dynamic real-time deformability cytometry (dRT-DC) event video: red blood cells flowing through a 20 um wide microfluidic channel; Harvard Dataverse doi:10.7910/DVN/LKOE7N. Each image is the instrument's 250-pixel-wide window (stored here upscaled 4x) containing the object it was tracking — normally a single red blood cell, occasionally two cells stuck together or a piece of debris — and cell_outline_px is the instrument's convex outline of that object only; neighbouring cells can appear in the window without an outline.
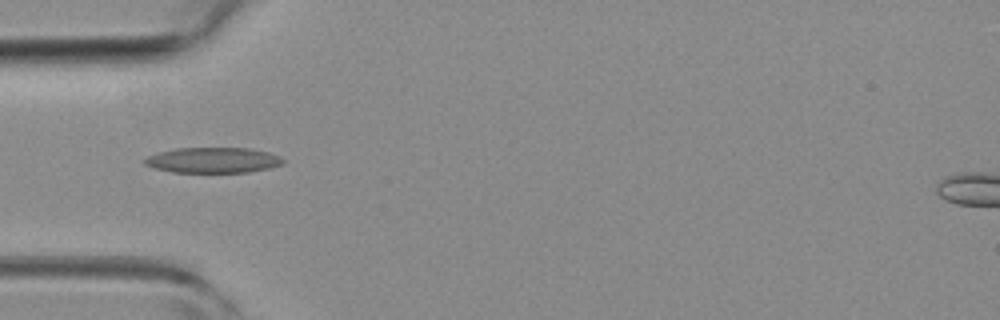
{"species": "common noctule bat (a hibernating species)", "species_latin": "Nyctalus noctula", "temperature_condition": "room temperature", "stored_images_in_passage": 5, "camera_frame_rate_fps": 3000, "um_per_image_px": 0.085, "animal": {"sex": "female", "body_mass_g": 19.3, "forearm_length_mm": 54.1}, "frame": {"image": 1, "passage_image": 4, "time_ms": 3.667, "image_size_px": [1000, 320], "cell_outline_px": [[284, 164], [268, 168], [248, 172], [172, 172], [152, 168], [144, 164], [144, 160], [148, 156], [160, 152], [176, 148], [248, 148], [268, 152], [280, 156], [284, 160]], "centroid_in_image_um": [18.1, 13.61], "position_along_channel_um": 66.9, "area_um2": 20.52}}
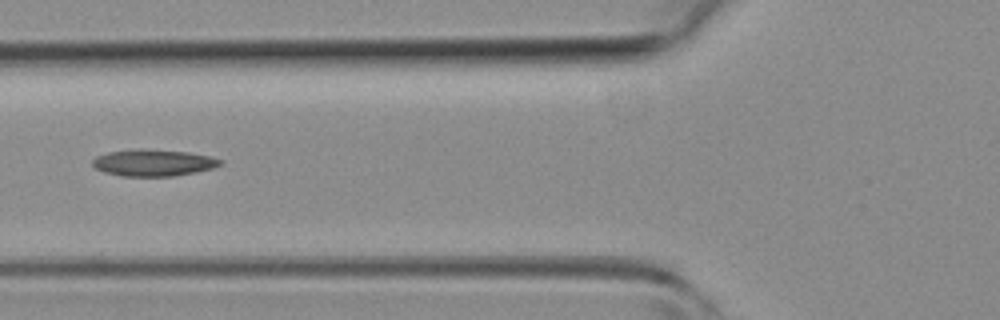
{"frame": {"image": 2, "passage_image": 5, "time_ms": 4.667, "image_size_px": [1000, 320], "cell_outline_px": [[224, 160], [220, 164], [212, 168], [196, 172], [172, 176], [120, 176], [104, 172], [96, 168], [92, 164], [92, 160], [96, 156], [108, 152], [140, 148], [188, 152], [208, 156]], "centroid_in_image_um": [13.0, 13.83], "position_along_channel_um": 112.8, "area_um2": 19.83}}